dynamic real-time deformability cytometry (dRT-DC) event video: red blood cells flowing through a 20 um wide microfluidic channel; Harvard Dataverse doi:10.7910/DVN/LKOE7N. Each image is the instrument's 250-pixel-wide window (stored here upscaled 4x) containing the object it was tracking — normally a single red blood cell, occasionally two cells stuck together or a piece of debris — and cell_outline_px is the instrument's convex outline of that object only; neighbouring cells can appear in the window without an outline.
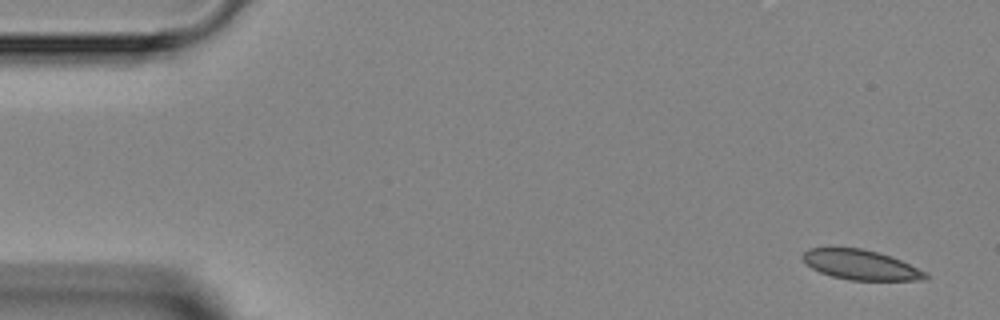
{"species": "Egyptian fruit bat (a non-hibernating species)", "species_latin": "Rousettus aegyptiacus", "temperature_condition": "room temperature", "stored_images_in_passage": 4, "camera_frame_rate_fps": 3000, "um_per_image_px": 0.085, "animal": {"sex": "female"}, "frame": {"image": 1, "passage_image": 1, "time_ms": 0.0, "image_size_px": [1000, 320], "cell_outline_px": [[928, 280], [852, 280], [832, 276], [820, 272], [812, 268], [800, 256], [808, 248], [860, 248], [876, 252], [900, 260], [928, 272]], "centroid_in_image_um": [73.18, 22.52], "position_along_channel_um": 11.8, "area_um2": 21.15}}
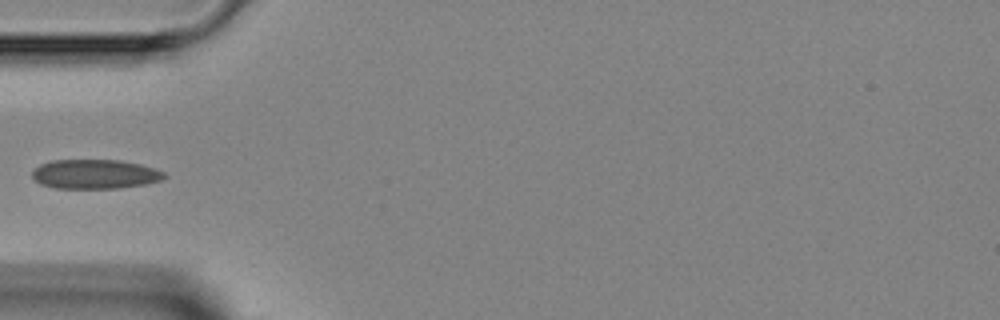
{"frame": {"image": 2, "passage_image": 4, "time_ms": 4.333, "image_size_px": [1000, 320], "cell_outline_px": [[168, 176], [160, 180], [144, 184], [120, 188], [56, 188], [40, 184], [32, 176], [32, 172], [40, 164], [52, 160], [120, 160], [140, 164], [156, 168], [164, 172]], "centroid_in_image_um": [8.09, 14.8], "position_along_channel_um": 76.9, "area_um2": 22.6}}